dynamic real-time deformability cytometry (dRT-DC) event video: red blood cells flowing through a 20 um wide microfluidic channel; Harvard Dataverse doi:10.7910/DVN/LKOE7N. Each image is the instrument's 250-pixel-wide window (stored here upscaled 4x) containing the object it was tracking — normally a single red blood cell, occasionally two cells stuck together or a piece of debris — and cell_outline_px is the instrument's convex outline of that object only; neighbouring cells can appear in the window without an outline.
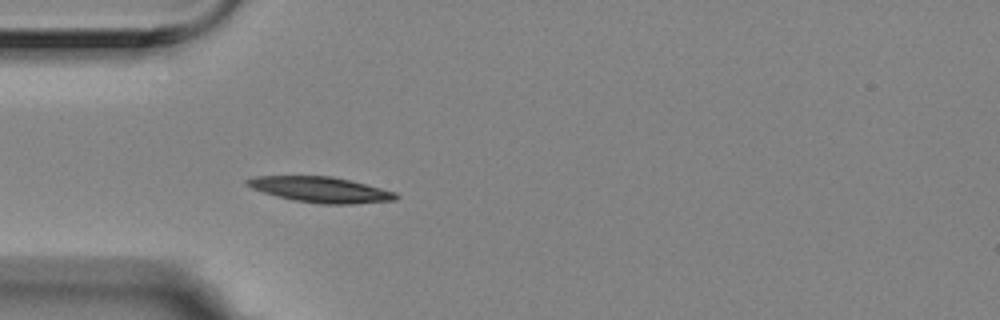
{"species": "Egyptian fruit bat (a non-hibernating species)", "species_latin": "Rousettus aegyptiacus", "temperature_condition": "room temperature", "stored_images_in_passage": 3, "camera_frame_rate_fps": 3000, "um_per_image_px": 0.085, "animal": {"sex": "female"}, "frame": {"image": 1, "passage_image": 3, "time_ms": 0.667, "image_size_px": [1000, 320], "cell_outline_px": [[400, 196], [396, 200], [352, 204], [320, 204], [292, 200], [276, 196], [252, 188], [244, 184], [244, 180], [252, 176], [332, 176], [396, 192]], "centroid_in_image_um": [27.21, 16.12], "position_along_channel_um": 57.8, "area_um2": 22.2}}